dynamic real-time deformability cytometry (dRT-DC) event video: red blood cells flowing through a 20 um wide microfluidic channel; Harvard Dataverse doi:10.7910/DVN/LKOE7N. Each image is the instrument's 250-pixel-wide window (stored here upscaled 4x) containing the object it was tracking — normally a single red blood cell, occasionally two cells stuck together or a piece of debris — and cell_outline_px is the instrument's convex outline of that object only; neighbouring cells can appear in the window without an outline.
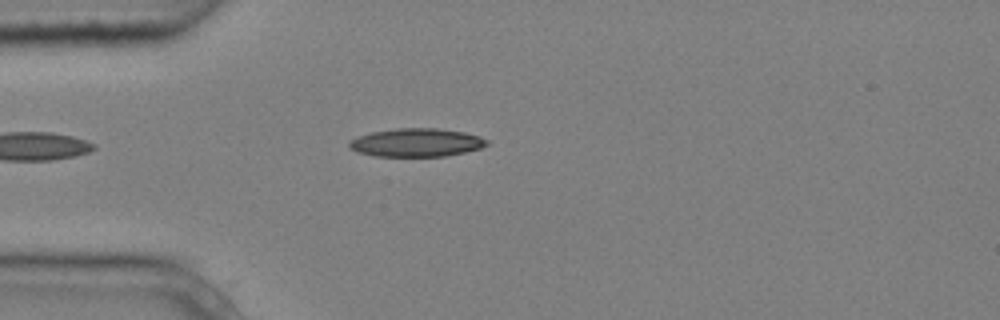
{"species": "common noctule bat (a hibernating species)", "species_latin": "Nyctalus noctula", "temperature_condition": "cold", "stored_images_in_passage": 4, "camera_frame_rate_fps": 3000, "um_per_image_px": 0.085, "animal": {"sex": "male", "body_mass_g": 20.4}, "frame": {"image": 1, "passage_image": 4, "time_ms": 1.0, "image_size_px": [1000, 320], "cell_outline_px": [[488, 144], [480, 148], [464, 152], [444, 156], [376, 156], [356, 152], [348, 144], [352, 140], [360, 136], [372, 132], [396, 128], [436, 128], [464, 132], [480, 136], [488, 140]], "centroid_in_image_um": [35.42, 12.11], "position_along_channel_um": 49.6, "area_um2": 22.48}}